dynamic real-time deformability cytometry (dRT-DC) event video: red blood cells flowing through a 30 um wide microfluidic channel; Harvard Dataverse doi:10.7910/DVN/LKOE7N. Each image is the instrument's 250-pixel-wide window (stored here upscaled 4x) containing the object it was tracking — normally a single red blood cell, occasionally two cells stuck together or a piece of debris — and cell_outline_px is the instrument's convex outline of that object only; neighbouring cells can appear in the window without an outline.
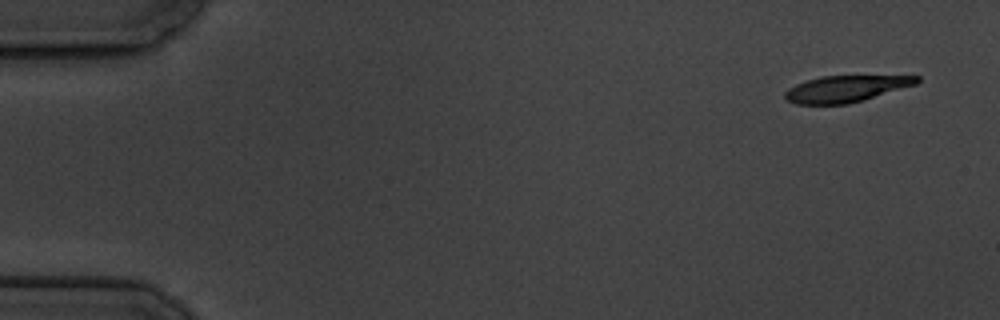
{"species": "common noctule bat (a hibernating species)", "species_latin": "Nyctalus noctula", "temperature_condition": "cold", "stored_images_in_passage": 10, "camera_frame_rate_fps": 3000, "um_per_image_px": 0.085, "animal": {"sex": "male", "body_mass_g": 19.5, "forearm_length_mm": 54.6}, "frame": {"image": 1, "passage_image": 1, "time_ms": 0.0, "image_size_px": [1000, 320], "cell_outline_px": [[920, 80], [916, 84], [864, 100], [848, 104], [796, 104], [788, 100], [784, 96], [784, 92], [788, 88], [796, 84], [820, 76], [920, 76]], "centroid_in_image_um": [71.88, 7.55], "position_along_channel_um": 13.1, "area_um2": 20.17}}
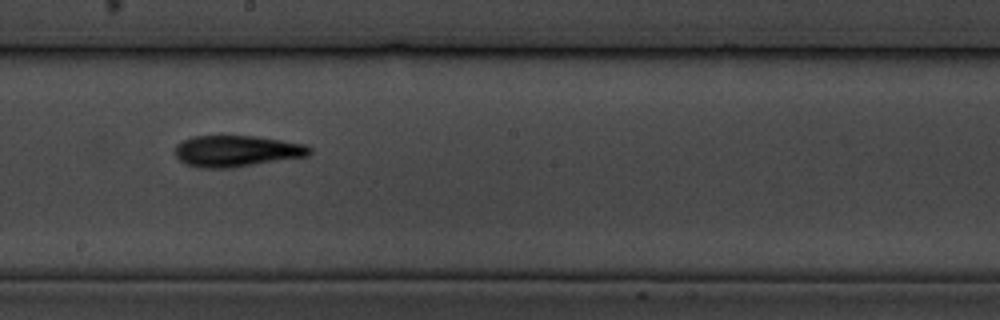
{"frame": {"image": 2, "passage_image": 9, "time_ms": 10.0, "image_size_px": [1000, 320], "cell_outline_px": [[312, 152], [308, 156], [232, 168], [200, 168], [184, 164], [176, 156], [176, 144], [192, 136], [252, 136], [280, 140], [304, 144], [312, 148]], "centroid_in_image_um": [20.11, 12.85], "position_along_channel_um": 228.1, "area_um2": 24.57}}
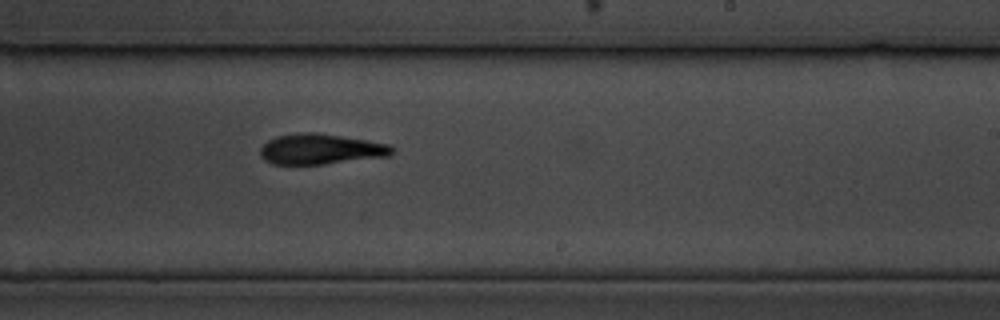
{"frame": {"image": 3, "passage_image": 10, "time_ms": 11.0, "image_size_px": [1000, 320], "cell_outline_px": [[392, 152], [388, 156], [324, 164], [272, 164], [264, 160], [260, 156], [260, 148], [268, 140], [276, 136], [304, 132], [316, 132], [388, 144], [392, 148]], "centroid_in_image_um": [27.19, 12.68], "position_along_channel_um": 261.8, "area_um2": 23.12}}